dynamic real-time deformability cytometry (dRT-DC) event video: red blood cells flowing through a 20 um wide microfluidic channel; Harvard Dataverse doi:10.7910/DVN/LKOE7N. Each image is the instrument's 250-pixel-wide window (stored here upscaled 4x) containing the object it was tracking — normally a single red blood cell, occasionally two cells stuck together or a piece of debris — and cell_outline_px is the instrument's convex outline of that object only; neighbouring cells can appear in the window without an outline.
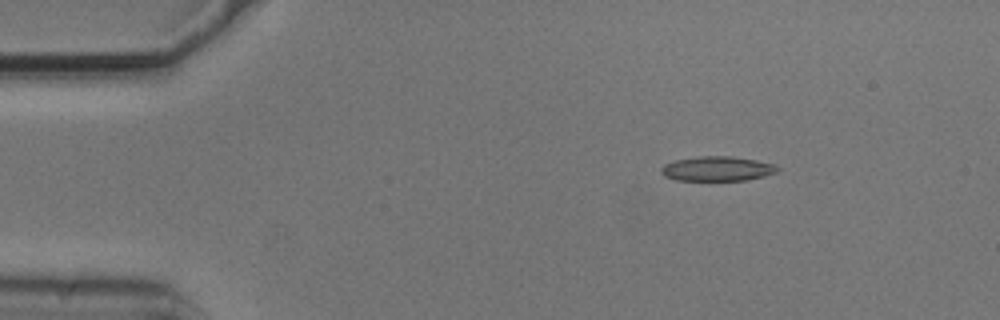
{"species": "common noctule bat (a hibernating species)", "species_latin": "Nyctalus noctula", "temperature_condition": "cold", "stored_images_in_passage": 5, "camera_frame_rate_fps": 3000, "um_per_image_px": 0.085, "animal": {"sex": "male", "body_mass_g": 20.5, "forearm_length_mm": 52.5}, "frame": {"image": 1, "passage_image": 2, "time_ms": 0.333, "image_size_px": [1000, 320], "cell_outline_px": [[780, 168], [776, 172], [764, 176], [744, 180], [676, 180], [664, 176], [660, 172], [660, 168], [664, 164], [676, 160], [696, 156], [732, 156], [756, 160], [776, 164]], "centroid_in_image_um": [60.96, 14.33], "position_along_channel_um": 24.0, "area_um2": 16.76}}
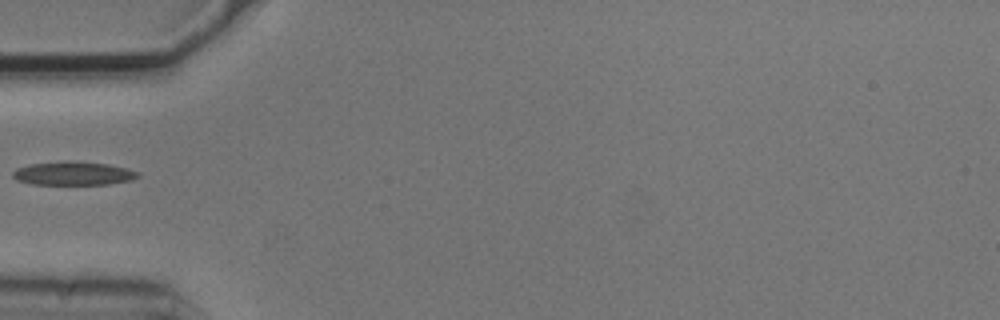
{"frame": {"image": 2, "passage_image": 5, "time_ms": 1.333, "image_size_px": [1000, 320], "cell_outline_px": [[140, 176], [132, 180], [108, 184], [32, 184], [16, 180], [12, 176], [12, 172], [16, 168], [32, 164], [64, 160], [68, 160], [108, 164], [128, 168], [140, 172]], "centroid_in_image_um": [6.25, 14.73], "position_along_channel_um": 78.8, "area_um2": 17.34}}